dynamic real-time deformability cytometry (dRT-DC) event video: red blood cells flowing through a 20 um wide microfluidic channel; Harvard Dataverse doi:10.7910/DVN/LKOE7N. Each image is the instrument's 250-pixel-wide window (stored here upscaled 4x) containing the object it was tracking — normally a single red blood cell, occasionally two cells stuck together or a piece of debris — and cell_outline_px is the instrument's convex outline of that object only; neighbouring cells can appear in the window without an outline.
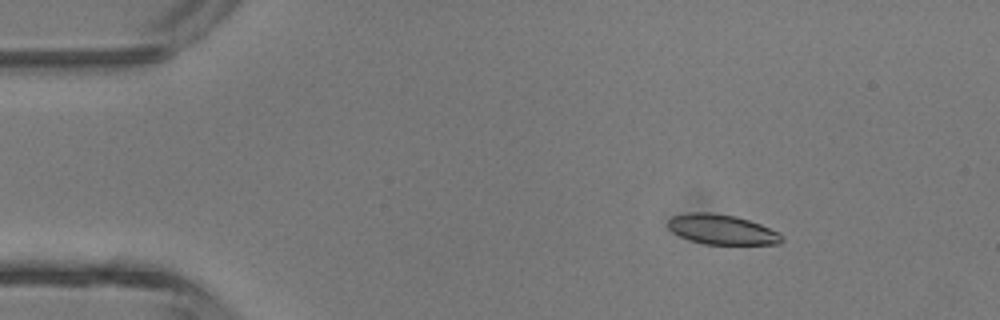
{"species": "common noctule bat (a hibernating species)", "species_latin": "Nyctalus noctula", "temperature_condition": "room temperature", "stored_images_in_passage": 4, "camera_frame_rate_fps": 3000, "um_per_image_px": 0.085, "animal": {"sex": "male", "body_mass_g": 13.3}, "frame": {"image": 1, "passage_image": 2, "time_ms": 1.333, "image_size_px": [1000, 320], "cell_outline_px": [[784, 240], [780, 244], [704, 244], [688, 240], [672, 232], [668, 228], [668, 220], [672, 216], [688, 212], [712, 212], [736, 216], [760, 224], [780, 232], [784, 236]], "centroid_in_image_um": [61.37, 19.5], "position_along_channel_um": 23.6, "area_um2": 20.11}}
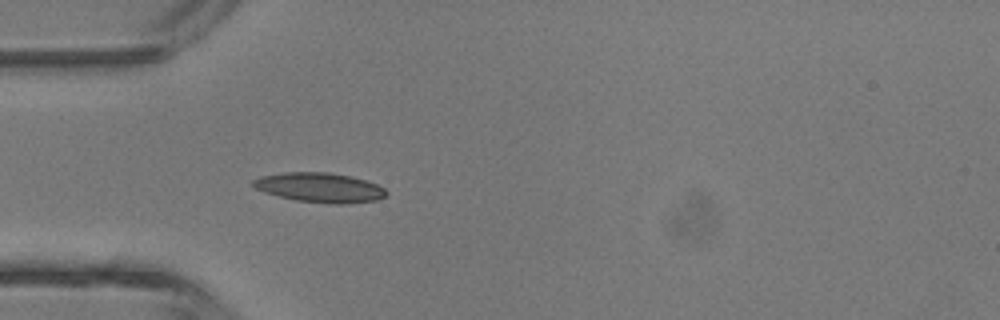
{"frame": {"image": 2, "passage_image": 4, "time_ms": 3.667, "image_size_px": [1000, 320], "cell_outline_px": [[388, 192], [384, 196], [376, 200], [348, 204], [332, 204], [296, 200], [264, 192], [256, 188], [252, 184], [252, 180], [260, 176], [284, 172], [328, 172], [348, 176], [364, 180], [376, 184], [384, 188]], "centroid_in_image_um": [27.17, 15.94], "position_along_channel_um": 57.8, "area_um2": 22.83}}